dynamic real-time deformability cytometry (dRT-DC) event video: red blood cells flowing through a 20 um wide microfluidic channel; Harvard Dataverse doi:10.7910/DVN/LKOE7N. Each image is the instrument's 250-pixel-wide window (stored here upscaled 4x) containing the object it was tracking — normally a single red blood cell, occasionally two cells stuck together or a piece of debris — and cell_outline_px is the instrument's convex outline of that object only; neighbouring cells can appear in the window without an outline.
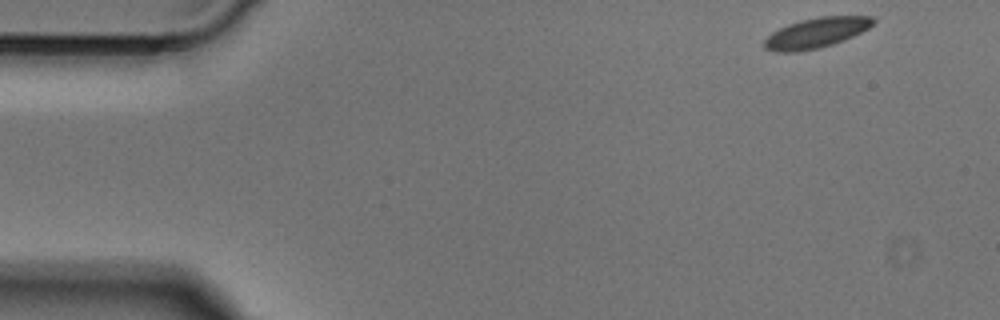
{"species": "Egyptian fruit bat (a non-hibernating species)", "species_latin": "Rousettus aegyptiacus", "temperature_condition": "cold", "stored_images_in_passage": 47, "camera_frame_rate_fps": 3000, "um_per_image_px": 0.085, "animal": {"sex": "male"}, "frame": {"image": 1, "passage_image": 1, "time_ms": 0.0, "image_size_px": [1000, 320], "cell_outline_px": [[876, 20], [868, 28], [844, 40], [820, 48], [800, 52], [776, 52], [764, 48], [764, 40], [772, 32], [788, 24], [800, 20], [820, 16], [872, 16]], "centroid_in_image_um": [69.35, 2.8], "position_along_channel_um": 15.6, "area_um2": 19.13}}
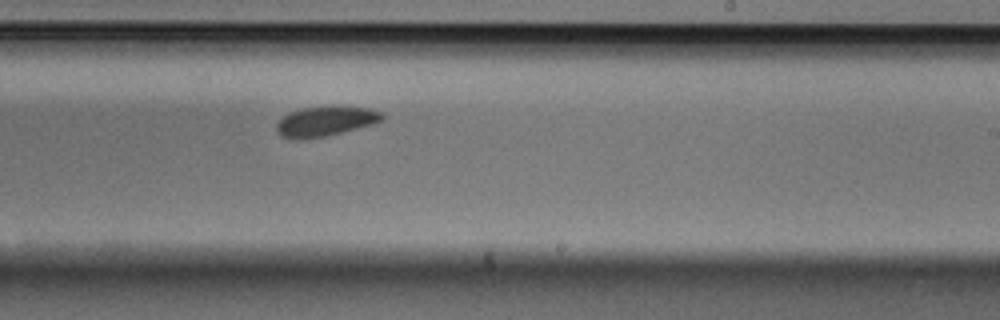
{"frame": {"image": 2, "passage_image": 27, "time_ms": 8.667, "image_size_px": [1000, 320], "cell_outline_px": [[384, 120], [372, 124], [328, 136], [304, 140], [296, 140], [280, 136], [276, 132], [276, 124], [288, 112], [300, 108], [336, 104], [368, 108], [380, 112], [384, 116]], "centroid_in_image_um": [27.63, 10.29], "position_along_channel_um": 261.4, "area_um2": 19.07}}
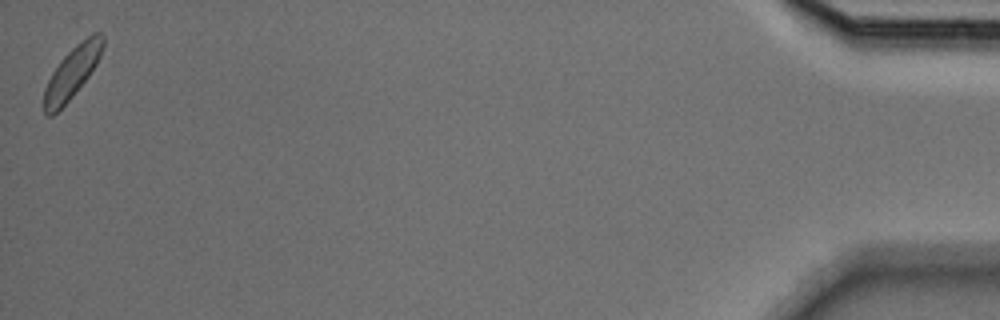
{"frame": {"image": 3, "passage_image": 47, "time_ms": 15.333, "image_size_px": [1000, 320], "cell_outline_px": [[104, 44], [100, 56], [96, 64], [88, 76], [72, 96], [52, 116], [48, 116], [44, 112], [44, 88], [52, 72], [64, 56], [76, 44], [92, 32], [100, 32], [104, 36]], "centroid_in_image_um": [6.14, 6.12], "position_along_channel_um": 429.1, "area_um2": 17.4}}